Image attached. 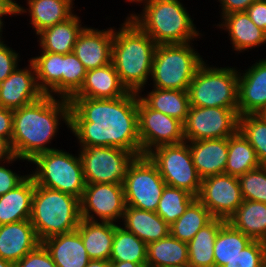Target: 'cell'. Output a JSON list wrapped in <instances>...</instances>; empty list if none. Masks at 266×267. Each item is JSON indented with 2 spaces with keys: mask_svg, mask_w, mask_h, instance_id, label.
<instances>
[{
  "mask_svg": "<svg viewBox=\"0 0 266 267\" xmlns=\"http://www.w3.org/2000/svg\"><path fill=\"white\" fill-rule=\"evenodd\" d=\"M70 131L80 147H118L141 156L138 93L115 99L71 97Z\"/></svg>",
  "mask_w": 266,
  "mask_h": 267,
  "instance_id": "obj_1",
  "label": "cell"
},
{
  "mask_svg": "<svg viewBox=\"0 0 266 267\" xmlns=\"http://www.w3.org/2000/svg\"><path fill=\"white\" fill-rule=\"evenodd\" d=\"M70 109L69 99L43 95L37 101L13 110L10 143L14 155L30 162L41 153L55 150L49 144L57 135L61 121L70 128Z\"/></svg>",
  "mask_w": 266,
  "mask_h": 267,
  "instance_id": "obj_2",
  "label": "cell"
},
{
  "mask_svg": "<svg viewBox=\"0 0 266 267\" xmlns=\"http://www.w3.org/2000/svg\"><path fill=\"white\" fill-rule=\"evenodd\" d=\"M120 25L114 28L111 62L127 90L142 95L157 44L128 17Z\"/></svg>",
  "mask_w": 266,
  "mask_h": 267,
  "instance_id": "obj_3",
  "label": "cell"
},
{
  "mask_svg": "<svg viewBox=\"0 0 266 267\" xmlns=\"http://www.w3.org/2000/svg\"><path fill=\"white\" fill-rule=\"evenodd\" d=\"M128 18L157 45L184 44L202 36L180 0H147L140 14Z\"/></svg>",
  "mask_w": 266,
  "mask_h": 267,
  "instance_id": "obj_4",
  "label": "cell"
},
{
  "mask_svg": "<svg viewBox=\"0 0 266 267\" xmlns=\"http://www.w3.org/2000/svg\"><path fill=\"white\" fill-rule=\"evenodd\" d=\"M81 219L79 198L35 185L29 220L40 242L75 231Z\"/></svg>",
  "mask_w": 266,
  "mask_h": 267,
  "instance_id": "obj_5",
  "label": "cell"
},
{
  "mask_svg": "<svg viewBox=\"0 0 266 267\" xmlns=\"http://www.w3.org/2000/svg\"><path fill=\"white\" fill-rule=\"evenodd\" d=\"M192 44L156 46L150 76L154 88L188 90L196 70L204 62Z\"/></svg>",
  "mask_w": 266,
  "mask_h": 267,
  "instance_id": "obj_6",
  "label": "cell"
},
{
  "mask_svg": "<svg viewBox=\"0 0 266 267\" xmlns=\"http://www.w3.org/2000/svg\"><path fill=\"white\" fill-rule=\"evenodd\" d=\"M239 70L211 67L204 61L188 87L190 106L238 108Z\"/></svg>",
  "mask_w": 266,
  "mask_h": 267,
  "instance_id": "obj_7",
  "label": "cell"
},
{
  "mask_svg": "<svg viewBox=\"0 0 266 267\" xmlns=\"http://www.w3.org/2000/svg\"><path fill=\"white\" fill-rule=\"evenodd\" d=\"M30 163L36 165L30 174L35 185L81 199L86 183L79 154L75 156L62 149H55L37 155Z\"/></svg>",
  "mask_w": 266,
  "mask_h": 267,
  "instance_id": "obj_8",
  "label": "cell"
},
{
  "mask_svg": "<svg viewBox=\"0 0 266 267\" xmlns=\"http://www.w3.org/2000/svg\"><path fill=\"white\" fill-rule=\"evenodd\" d=\"M146 155L167 186L184 189L195 197L199 195L202 178L194 166L188 142L161 145Z\"/></svg>",
  "mask_w": 266,
  "mask_h": 267,
  "instance_id": "obj_9",
  "label": "cell"
},
{
  "mask_svg": "<svg viewBox=\"0 0 266 267\" xmlns=\"http://www.w3.org/2000/svg\"><path fill=\"white\" fill-rule=\"evenodd\" d=\"M166 183L147 155L137 156L123 182L126 206L156 212Z\"/></svg>",
  "mask_w": 266,
  "mask_h": 267,
  "instance_id": "obj_10",
  "label": "cell"
},
{
  "mask_svg": "<svg viewBox=\"0 0 266 267\" xmlns=\"http://www.w3.org/2000/svg\"><path fill=\"white\" fill-rule=\"evenodd\" d=\"M79 155L86 184H123L131 163L138 156L118 147H80Z\"/></svg>",
  "mask_w": 266,
  "mask_h": 267,
  "instance_id": "obj_11",
  "label": "cell"
},
{
  "mask_svg": "<svg viewBox=\"0 0 266 267\" xmlns=\"http://www.w3.org/2000/svg\"><path fill=\"white\" fill-rule=\"evenodd\" d=\"M183 126L185 141L229 138L239 129L238 108L190 106Z\"/></svg>",
  "mask_w": 266,
  "mask_h": 267,
  "instance_id": "obj_12",
  "label": "cell"
},
{
  "mask_svg": "<svg viewBox=\"0 0 266 267\" xmlns=\"http://www.w3.org/2000/svg\"><path fill=\"white\" fill-rule=\"evenodd\" d=\"M125 207L123 184H86L80 199L81 218L90 221L116 224L123 219Z\"/></svg>",
  "mask_w": 266,
  "mask_h": 267,
  "instance_id": "obj_13",
  "label": "cell"
},
{
  "mask_svg": "<svg viewBox=\"0 0 266 267\" xmlns=\"http://www.w3.org/2000/svg\"><path fill=\"white\" fill-rule=\"evenodd\" d=\"M138 131L141 155L161 145L185 141L183 123L149 108L138 96Z\"/></svg>",
  "mask_w": 266,
  "mask_h": 267,
  "instance_id": "obj_14",
  "label": "cell"
},
{
  "mask_svg": "<svg viewBox=\"0 0 266 267\" xmlns=\"http://www.w3.org/2000/svg\"><path fill=\"white\" fill-rule=\"evenodd\" d=\"M196 198L213 218L225 221L229 220L243 202L238 177L225 173L203 178Z\"/></svg>",
  "mask_w": 266,
  "mask_h": 267,
  "instance_id": "obj_15",
  "label": "cell"
},
{
  "mask_svg": "<svg viewBox=\"0 0 266 267\" xmlns=\"http://www.w3.org/2000/svg\"><path fill=\"white\" fill-rule=\"evenodd\" d=\"M26 68L16 69L0 83V107L18 109L41 98L44 93L40 90L35 68L29 60Z\"/></svg>",
  "mask_w": 266,
  "mask_h": 267,
  "instance_id": "obj_16",
  "label": "cell"
},
{
  "mask_svg": "<svg viewBox=\"0 0 266 267\" xmlns=\"http://www.w3.org/2000/svg\"><path fill=\"white\" fill-rule=\"evenodd\" d=\"M257 61L245 72L239 71V116L261 114L266 110V58Z\"/></svg>",
  "mask_w": 266,
  "mask_h": 267,
  "instance_id": "obj_17",
  "label": "cell"
},
{
  "mask_svg": "<svg viewBox=\"0 0 266 267\" xmlns=\"http://www.w3.org/2000/svg\"><path fill=\"white\" fill-rule=\"evenodd\" d=\"M114 29H95L85 27L79 34L73 53L84 65L85 69L100 68L111 63Z\"/></svg>",
  "mask_w": 266,
  "mask_h": 267,
  "instance_id": "obj_18",
  "label": "cell"
},
{
  "mask_svg": "<svg viewBox=\"0 0 266 267\" xmlns=\"http://www.w3.org/2000/svg\"><path fill=\"white\" fill-rule=\"evenodd\" d=\"M41 242L29 219L0 225V258L16 264Z\"/></svg>",
  "mask_w": 266,
  "mask_h": 267,
  "instance_id": "obj_19",
  "label": "cell"
},
{
  "mask_svg": "<svg viewBox=\"0 0 266 267\" xmlns=\"http://www.w3.org/2000/svg\"><path fill=\"white\" fill-rule=\"evenodd\" d=\"M186 142H188L194 166L202 179L225 173L228 138Z\"/></svg>",
  "mask_w": 266,
  "mask_h": 267,
  "instance_id": "obj_20",
  "label": "cell"
},
{
  "mask_svg": "<svg viewBox=\"0 0 266 267\" xmlns=\"http://www.w3.org/2000/svg\"><path fill=\"white\" fill-rule=\"evenodd\" d=\"M128 92L111 62L106 66L88 70L82 86L72 97L115 99Z\"/></svg>",
  "mask_w": 266,
  "mask_h": 267,
  "instance_id": "obj_21",
  "label": "cell"
},
{
  "mask_svg": "<svg viewBox=\"0 0 266 267\" xmlns=\"http://www.w3.org/2000/svg\"><path fill=\"white\" fill-rule=\"evenodd\" d=\"M75 0H27L28 8L18 5L15 15L28 12L31 25L38 35L41 31L55 24L64 22L74 15Z\"/></svg>",
  "mask_w": 266,
  "mask_h": 267,
  "instance_id": "obj_22",
  "label": "cell"
},
{
  "mask_svg": "<svg viewBox=\"0 0 266 267\" xmlns=\"http://www.w3.org/2000/svg\"><path fill=\"white\" fill-rule=\"evenodd\" d=\"M221 20L216 26L228 32L234 51L240 53L266 44V33L253 23L246 11L229 13Z\"/></svg>",
  "mask_w": 266,
  "mask_h": 267,
  "instance_id": "obj_23",
  "label": "cell"
},
{
  "mask_svg": "<svg viewBox=\"0 0 266 267\" xmlns=\"http://www.w3.org/2000/svg\"><path fill=\"white\" fill-rule=\"evenodd\" d=\"M41 243L57 267H86L91 260L77 230L49 237Z\"/></svg>",
  "mask_w": 266,
  "mask_h": 267,
  "instance_id": "obj_24",
  "label": "cell"
},
{
  "mask_svg": "<svg viewBox=\"0 0 266 267\" xmlns=\"http://www.w3.org/2000/svg\"><path fill=\"white\" fill-rule=\"evenodd\" d=\"M34 190L35 181L28 174L14 189L0 196V225L30 219Z\"/></svg>",
  "mask_w": 266,
  "mask_h": 267,
  "instance_id": "obj_25",
  "label": "cell"
},
{
  "mask_svg": "<svg viewBox=\"0 0 266 267\" xmlns=\"http://www.w3.org/2000/svg\"><path fill=\"white\" fill-rule=\"evenodd\" d=\"M124 220V221H123ZM123 227L149 244L170 234V226L156 213L126 206Z\"/></svg>",
  "mask_w": 266,
  "mask_h": 267,
  "instance_id": "obj_26",
  "label": "cell"
},
{
  "mask_svg": "<svg viewBox=\"0 0 266 267\" xmlns=\"http://www.w3.org/2000/svg\"><path fill=\"white\" fill-rule=\"evenodd\" d=\"M81 236L88 257L110 260L115 223L81 219L76 229Z\"/></svg>",
  "mask_w": 266,
  "mask_h": 267,
  "instance_id": "obj_27",
  "label": "cell"
},
{
  "mask_svg": "<svg viewBox=\"0 0 266 267\" xmlns=\"http://www.w3.org/2000/svg\"><path fill=\"white\" fill-rule=\"evenodd\" d=\"M84 28L80 17L74 14L68 20L44 29L37 35L41 51L58 54L73 52L76 40Z\"/></svg>",
  "mask_w": 266,
  "mask_h": 267,
  "instance_id": "obj_28",
  "label": "cell"
},
{
  "mask_svg": "<svg viewBox=\"0 0 266 267\" xmlns=\"http://www.w3.org/2000/svg\"><path fill=\"white\" fill-rule=\"evenodd\" d=\"M139 98L151 109L166 114L172 118L186 121L190 109V102L187 90H172L154 88L145 96Z\"/></svg>",
  "mask_w": 266,
  "mask_h": 267,
  "instance_id": "obj_29",
  "label": "cell"
},
{
  "mask_svg": "<svg viewBox=\"0 0 266 267\" xmlns=\"http://www.w3.org/2000/svg\"><path fill=\"white\" fill-rule=\"evenodd\" d=\"M228 222L252 240L266 243V203L243 200Z\"/></svg>",
  "mask_w": 266,
  "mask_h": 267,
  "instance_id": "obj_30",
  "label": "cell"
},
{
  "mask_svg": "<svg viewBox=\"0 0 266 267\" xmlns=\"http://www.w3.org/2000/svg\"><path fill=\"white\" fill-rule=\"evenodd\" d=\"M189 262L187 243L172 236L147 244V267H173Z\"/></svg>",
  "mask_w": 266,
  "mask_h": 267,
  "instance_id": "obj_31",
  "label": "cell"
},
{
  "mask_svg": "<svg viewBox=\"0 0 266 267\" xmlns=\"http://www.w3.org/2000/svg\"><path fill=\"white\" fill-rule=\"evenodd\" d=\"M30 61L44 95L62 98V54L41 51L40 55L30 58Z\"/></svg>",
  "mask_w": 266,
  "mask_h": 267,
  "instance_id": "obj_32",
  "label": "cell"
},
{
  "mask_svg": "<svg viewBox=\"0 0 266 267\" xmlns=\"http://www.w3.org/2000/svg\"><path fill=\"white\" fill-rule=\"evenodd\" d=\"M225 220L213 218L187 243L189 264L194 267H215L214 243Z\"/></svg>",
  "mask_w": 266,
  "mask_h": 267,
  "instance_id": "obj_33",
  "label": "cell"
},
{
  "mask_svg": "<svg viewBox=\"0 0 266 267\" xmlns=\"http://www.w3.org/2000/svg\"><path fill=\"white\" fill-rule=\"evenodd\" d=\"M260 165L255 149L239 130L228 138L225 174L239 177Z\"/></svg>",
  "mask_w": 266,
  "mask_h": 267,
  "instance_id": "obj_34",
  "label": "cell"
},
{
  "mask_svg": "<svg viewBox=\"0 0 266 267\" xmlns=\"http://www.w3.org/2000/svg\"><path fill=\"white\" fill-rule=\"evenodd\" d=\"M122 225L115 224L109 261L147 263V244Z\"/></svg>",
  "mask_w": 266,
  "mask_h": 267,
  "instance_id": "obj_35",
  "label": "cell"
},
{
  "mask_svg": "<svg viewBox=\"0 0 266 267\" xmlns=\"http://www.w3.org/2000/svg\"><path fill=\"white\" fill-rule=\"evenodd\" d=\"M253 240L225 221L214 243L215 267H223Z\"/></svg>",
  "mask_w": 266,
  "mask_h": 267,
  "instance_id": "obj_36",
  "label": "cell"
},
{
  "mask_svg": "<svg viewBox=\"0 0 266 267\" xmlns=\"http://www.w3.org/2000/svg\"><path fill=\"white\" fill-rule=\"evenodd\" d=\"M212 219L209 210L195 198L185 213L170 226V234L178 240L188 243Z\"/></svg>",
  "mask_w": 266,
  "mask_h": 267,
  "instance_id": "obj_37",
  "label": "cell"
},
{
  "mask_svg": "<svg viewBox=\"0 0 266 267\" xmlns=\"http://www.w3.org/2000/svg\"><path fill=\"white\" fill-rule=\"evenodd\" d=\"M196 197L188 191L165 186L156 213L171 226L184 213Z\"/></svg>",
  "mask_w": 266,
  "mask_h": 267,
  "instance_id": "obj_38",
  "label": "cell"
},
{
  "mask_svg": "<svg viewBox=\"0 0 266 267\" xmlns=\"http://www.w3.org/2000/svg\"><path fill=\"white\" fill-rule=\"evenodd\" d=\"M255 149L261 165L266 166V119L261 114L239 116V129Z\"/></svg>",
  "mask_w": 266,
  "mask_h": 267,
  "instance_id": "obj_39",
  "label": "cell"
},
{
  "mask_svg": "<svg viewBox=\"0 0 266 267\" xmlns=\"http://www.w3.org/2000/svg\"><path fill=\"white\" fill-rule=\"evenodd\" d=\"M86 72L73 52L62 54V98L70 99L80 89Z\"/></svg>",
  "mask_w": 266,
  "mask_h": 267,
  "instance_id": "obj_40",
  "label": "cell"
},
{
  "mask_svg": "<svg viewBox=\"0 0 266 267\" xmlns=\"http://www.w3.org/2000/svg\"><path fill=\"white\" fill-rule=\"evenodd\" d=\"M243 200L266 203V166L246 172L238 177Z\"/></svg>",
  "mask_w": 266,
  "mask_h": 267,
  "instance_id": "obj_41",
  "label": "cell"
},
{
  "mask_svg": "<svg viewBox=\"0 0 266 267\" xmlns=\"http://www.w3.org/2000/svg\"><path fill=\"white\" fill-rule=\"evenodd\" d=\"M266 243L253 240L223 267H265Z\"/></svg>",
  "mask_w": 266,
  "mask_h": 267,
  "instance_id": "obj_42",
  "label": "cell"
},
{
  "mask_svg": "<svg viewBox=\"0 0 266 267\" xmlns=\"http://www.w3.org/2000/svg\"><path fill=\"white\" fill-rule=\"evenodd\" d=\"M15 267H57L49 251L40 243L33 251L19 260Z\"/></svg>",
  "mask_w": 266,
  "mask_h": 267,
  "instance_id": "obj_43",
  "label": "cell"
},
{
  "mask_svg": "<svg viewBox=\"0 0 266 267\" xmlns=\"http://www.w3.org/2000/svg\"><path fill=\"white\" fill-rule=\"evenodd\" d=\"M19 58V53L4 44V41L0 44V83L16 69Z\"/></svg>",
  "mask_w": 266,
  "mask_h": 267,
  "instance_id": "obj_44",
  "label": "cell"
},
{
  "mask_svg": "<svg viewBox=\"0 0 266 267\" xmlns=\"http://www.w3.org/2000/svg\"><path fill=\"white\" fill-rule=\"evenodd\" d=\"M2 164H4V162H0V196L14 189L28 176V174L19 175Z\"/></svg>",
  "mask_w": 266,
  "mask_h": 267,
  "instance_id": "obj_45",
  "label": "cell"
},
{
  "mask_svg": "<svg viewBox=\"0 0 266 267\" xmlns=\"http://www.w3.org/2000/svg\"><path fill=\"white\" fill-rule=\"evenodd\" d=\"M246 13L253 23L266 33V0H256L248 7Z\"/></svg>",
  "mask_w": 266,
  "mask_h": 267,
  "instance_id": "obj_46",
  "label": "cell"
},
{
  "mask_svg": "<svg viewBox=\"0 0 266 267\" xmlns=\"http://www.w3.org/2000/svg\"><path fill=\"white\" fill-rule=\"evenodd\" d=\"M256 0H218L221 6V17L233 12L246 11Z\"/></svg>",
  "mask_w": 266,
  "mask_h": 267,
  "instance_id": "obj_47",
  "label": "cell"
},
{
  "mask_svg": "<svg viewBox=\"0 0 266 267\" xmlns=\"http://www.w3.org/2000/svg\"><path fill=\"white\" fill-rule=\"evenodd\" d=\"M13 110L0 107V136L11 142Z\"/></svg>",
  "mask_w": 266,
  "mask_h": 267,
  "instance_id": "obj_48",
  "label": "cell"
},
{
  "mask_svg": "<svg viewBox=\"0 0 266 267\" xmlns=\"http://www.w3.org/2000/svg\"><path fill=\"white\" fill-rule=\"evenodd\" d=\"M17 160H23L24 162V159L14 155L11 143L6 138L0 136V162L4 161V163L11 164Z\"/></svg>",
  "mask_w": 266,
  "mask_h": 267,
  "instance_id": "obj_49",
  "label": "cell"
},
{
  "mask_svg": "<svg viewBox=\"0 0 266 267\" xmlns=\"http://www.w3.org/2000/svg\"><path fill=\"white\" fill-rule=\"evenodd\" d=\"M15 15L14 10L4 1L0 0V19L3 18V16L8 15Z\"/></svg>",
  "mask_w": 266,
  "mask_h": 267,
  "instance_id": "obj_50",
  "label": "cell"
},
{
  "mask_svg": "<svg viewBox=\"0 0 266 267\" xmlns=\"http://www.w3.org/2000/svg\"><path fill=\"white\" fill-rule=\"evenodd\" d=\"M110 267H147V264H137L128 261H110Z\"/></svg>",
  "mask_w": 266,
  "mask_h": 267,
  "instance_id": "obj_51",
  "label": "cell"
},
{
  "mask_svg": "<svg viewBox=\"0 0 266 267\" xmlns=\"http://www.w3.org/2000/svg\"><path fill=\"white\" fill-rule=\"evenodd\" d=\"M86 267H110V261L93 259L89 261Z\"/></svg>",
  "mask_w": 266,
  "mask_h": 267,
  "instance_id": "obj_52",
  "label": "cell"
},
{
  "mask_svg": "<svg viewBox=\"0 0 266 267\" xmlns=\"http://www.w3.org/2000/svg\"><path fill=\"white\" fill-rule=\"evenodd\" d=\"M0 267H15V264L10 261L3 260L2 258H0Z\"/></svg>",
  "mask_w": 266,
  "mask_h": 267,
  "instance_id": "obj_53",
  "label": "cell"
},
{
  "mask_svg": "<svg viewBox=\"0 0 266 267\" xmlns=\"http://www.w3.org/2000/svg\"><path fill=\"white\" fill-rule=\"evenodd\" d=\"M14 11L16 10V8L18 7V3L17 1L14 0H4Z\"/></svg>",
  "mask_w": 266,
  "mask_h": 267,
  "instance_id": "obj_54",
  "label": "cell"
},
{
  "mask_svg": "<svg viewBox=\"0 0 266 267\" xmlns=\"http://www.w3.org/2000/svg\"><path fill=\"white\" fill-rule=\"evenodd\" d=\"M4 21H3V19H0V44L3 42L2 40L3 39H1L2 38V32H3V27H4V23H3Z\"/></svg>",
  "mask_w": 266,
  "mask_h": 267,
  "instance_id": "obj_55",
  "label": "cell"
},
{
  "mask_svg": "<svg viewBox=\"0 0 266 267\" xmlns=\"http://www.w3.org/2000/svg\"><path fill=\"white\" fill-rule=\"evenodd\" d=\"M127 1L130 2V3L133 2V3H136V4H137V3L141 4V3H143V2H145V1H147V0H126V2H127Z\"/></svg>",
  "mask_w": 266,
  "mask_h": 267,
  "instance_id": "obj_56",
  "label": "cell"
},
{
  "mask_svg": "<svg viewBox=\"0 0 266 267\" xmlns=\"http://www.w3.org/2000/svg\"><path fill=\"white\" fill-rule=\"evenodd\" d=\"M173 267H194L193 265L187 263L185 265H180V266H173Z\"/></svg>",
  "mask_w": 266,
  "mask_h": 267,
  "instance_id": "obj_57",
  "label": "cell"
},
{
  "mask_svg": "<svg viewBox=\"0 0 266 267\" xmlns=\"http://www.w3.org/2000/svg\"><path fill=\"white\" fill-rule=\"evenodd\" d=\"M261 115L266 119V110L261 113Z\"/></svg>",
  "mask_w": 266,
  "mask_h": 267,
  "instance_id": "obj_58",
  "label": "cell"
}]
</instances>
